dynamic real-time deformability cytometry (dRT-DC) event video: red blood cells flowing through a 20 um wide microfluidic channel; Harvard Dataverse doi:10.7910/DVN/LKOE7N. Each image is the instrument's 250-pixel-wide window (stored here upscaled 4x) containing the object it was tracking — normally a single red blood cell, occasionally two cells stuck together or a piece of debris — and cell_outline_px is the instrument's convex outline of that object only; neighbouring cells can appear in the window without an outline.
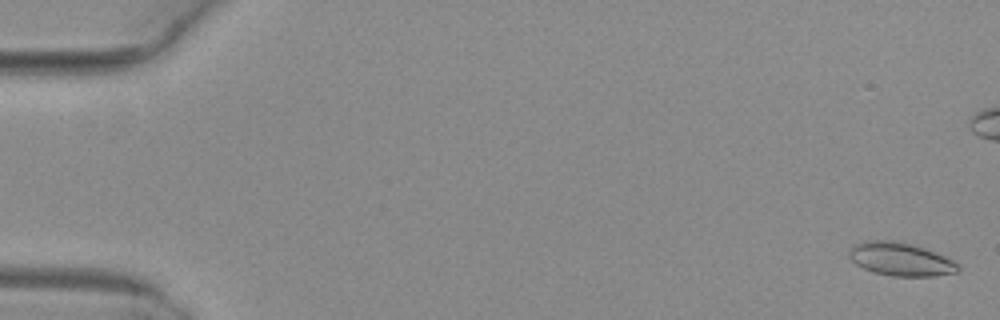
{"species": "common noctule bat (a hibernating species)", "species_latin": "Nyctalus noctula", "temperature_condition": "warm", "stored_images_in_passage": 53, "camera_frame_rate_fps": 3000, "um_per_image_px": 0.085, "animal": {"sex": "female", "body_mass_g": 29.2, "forearm_length_mm": 56.3}, "frame": {"image": 1, "passage_image": 2, "time_ms": 0.333, "image_size_px": [1000, 320], "cell_outline_px": [[960, 268], [956, 272], [932, 276], [892, 276], [876, 272], [864, 268], [856, 264], [848, 256], [848, 252], [856, 244], [864, 240], [896, 240], [924, 248], [944, 256], [960, 264]], "centroid_in_image_um": [76.55, 22.02], "position_along_channel_um": 8.5, "area_um2": 20.92}}
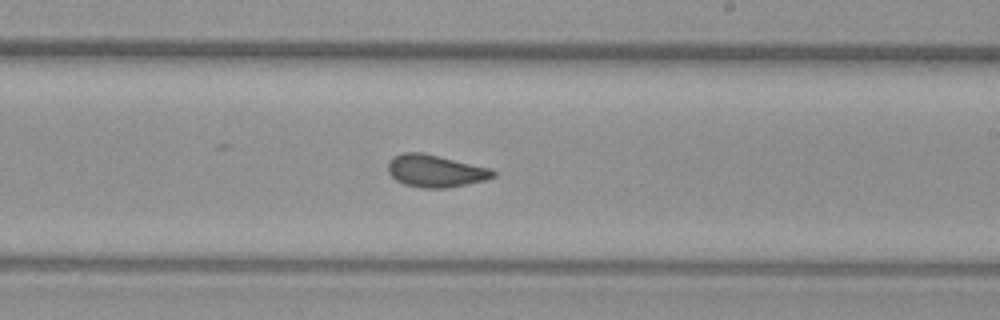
{"frame": {"image": 2, "passage_image": 32, "time_ms": 10.333, "image_size_px": [1000, 320], "cell_outline_px": [[496, 176], [484, 180], [444, 188], [424, 188], [404, 184], [396, 180], [388, 172], [388, 160], [392, 156], [404, 152], [424, 152], [492, 168], [496, 172]], "centroid_in_image_um": [37.0, 14.5], "position_along_channel_um": 252.0, "area_um2": 19.94}}
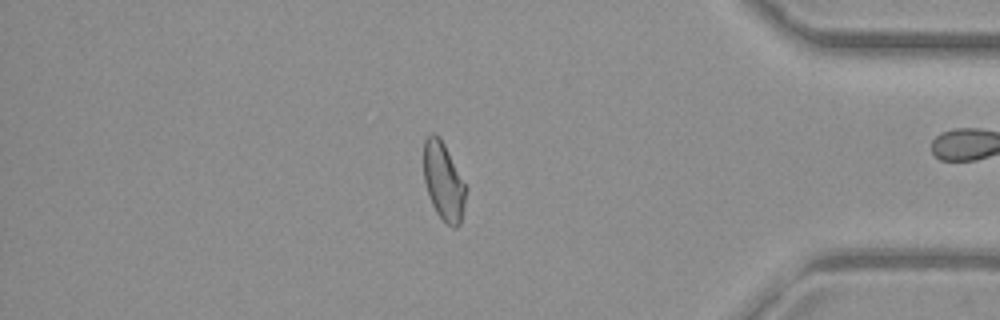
{"frame": {"image": 3, "passage_image": 45, "time_ms": 14.667, "image_size_px": [1000, 320], "cell_outline_px": [[468, 188], [460, 224], [456, 228], [452, 228], [436, 212], [432, 204], [424, 180], [424, 140], [432, 132], [440, 136]], "centroid_in_image_um": [37.72, 15.41], "position_along_channel_um": 397.5, "area_um2": 19.19}, "authors_computed_cell_mechanics": {"area_um2": 19.8254, "velocity_mm_per_s": 4.0773, "shape_relaxation_time_tau1_ms": null, "shape_relaxation_time_tau2_ms": 1.1384, "deformation_change_tau1": null, "deformation_change_tau2": 0.0602}}